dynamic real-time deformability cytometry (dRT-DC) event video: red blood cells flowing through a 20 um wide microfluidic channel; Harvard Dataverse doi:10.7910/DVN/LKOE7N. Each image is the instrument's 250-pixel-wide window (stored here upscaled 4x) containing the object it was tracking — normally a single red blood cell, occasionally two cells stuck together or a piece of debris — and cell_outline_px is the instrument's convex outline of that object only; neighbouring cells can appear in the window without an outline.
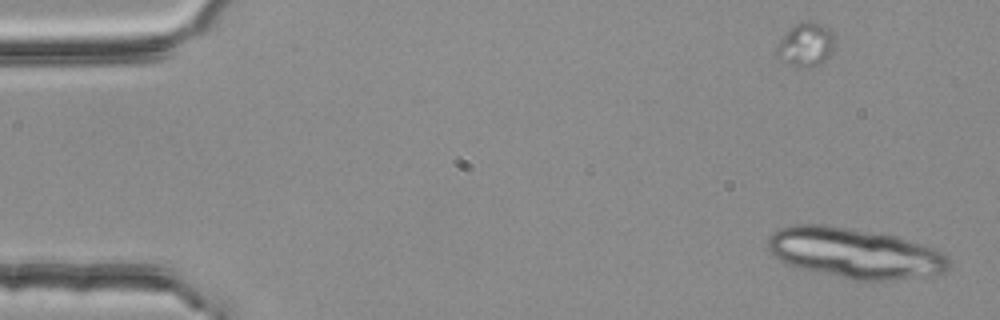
{"species": "common noctule bat (a hibernating species)", "species_latin": "Nyctalus noctula", "temperature_condition": "room temperature", "stored_images_in_passage": 15, "camera_frame_rate_fps": 3000, "um_per_image_px": 0.085, "animal": {"sex": "female", "body_mass_g": 25.1}, "frame": {"image": 1, "passage_image": 1, "time_ms": 0.0, "image_size_px": [1000, 320], "cell_outline_px": [[948, 268], [944, 272], [936, 276], [884, 280], [852, 280], [800, 268], [780, 260], [768, 252], [768, 240], [780, 228], [796, 224], [824, 224], [896, 236], [936, 248], [948, 260]], "centroid_in_image_um": [72.67, 21.52], "position_along_channel_um": 12.3, "area_um2": 52.77}}